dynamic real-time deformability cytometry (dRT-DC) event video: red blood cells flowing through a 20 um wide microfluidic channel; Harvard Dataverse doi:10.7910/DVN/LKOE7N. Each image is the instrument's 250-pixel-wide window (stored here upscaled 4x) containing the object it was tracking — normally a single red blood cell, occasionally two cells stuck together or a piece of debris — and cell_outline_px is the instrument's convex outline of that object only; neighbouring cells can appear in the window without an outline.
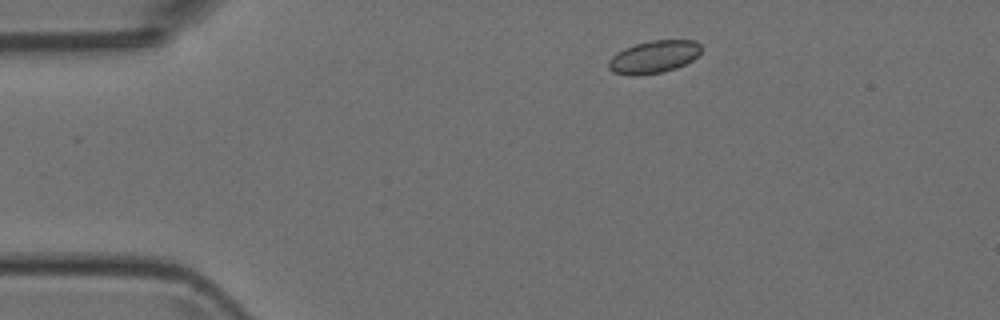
{"species": "Egyptian fruit bat (a non-hibernating species)", "species_latin": "Rousettus aegyptiacus", "temperature_condition": "room temperature", "stored_images_in_passage": 2, "camera_frame_rate_fps": 3000, "um_per_image_px": 0.085, "animal": {"sex": "female"}, "frame": {"image": 1, "passage_image": 2, "time_ms": 0.333, "image_size_px": [1000, 320], "cell_outline_px": [[700, 52], [692, 60], [676, 68], [664, 72], [640, 76], [632, 76], [612, 72], [608, 68], [608, 60], [616, 52], [624, 48], [636, 44], [652, 40], [696, 40], [700, 44]], "centroid_in_image_um": [55.54, 4.85], "position_along_channel_um": 29.5, "area_um2": 17.74}}